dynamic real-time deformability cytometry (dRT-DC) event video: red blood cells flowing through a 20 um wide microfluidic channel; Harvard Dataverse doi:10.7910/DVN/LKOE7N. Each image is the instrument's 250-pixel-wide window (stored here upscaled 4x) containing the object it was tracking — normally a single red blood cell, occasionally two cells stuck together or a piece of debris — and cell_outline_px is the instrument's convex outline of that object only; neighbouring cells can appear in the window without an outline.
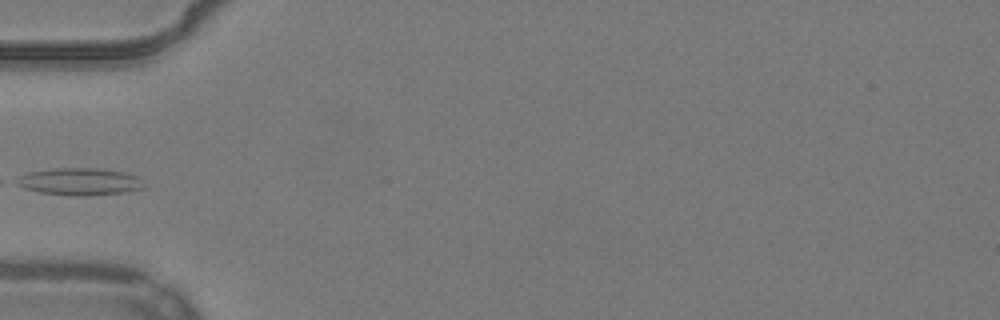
{"species": "common noctule bat (a hibernating species)", "species_latin": "Nyctalus noctula", "temperature_condition": "warm", "stored_images_in_passage": 35, "camera_frame_rate_fps": 3000, "um_per_image_px": 0.085, "animal": {"sex": "male", "body_mass_g": 19.2, "forearm_length_mm": 51.8}, "frame": {"image": 1, "passage_image": 1, "time_ms": 0.0, "image_size_px": [1000, 320], "cell_outline_px": [[144, 188], [124, 192], [88, 196], [76, 196], [40, 192], [24, 188], [16, 184], [12, 180], [28, 172], [52, 168], [100, 168], [124, 172], [136, 176], [140, 180]], "centroid_in_image_um": [6.72, 15.43], "position_along_channel_um": 78.3, "area_um2": 20.23}}
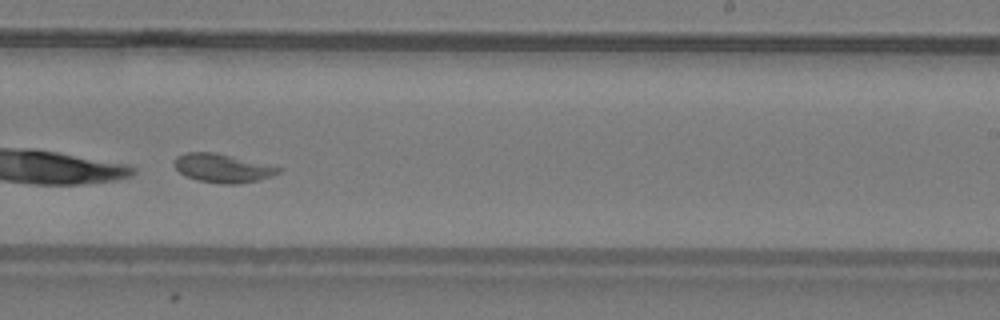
{"frame": {"image": 2, "passage_image": 16, "time_ms": 5.0, "image_size_px": [1000, 320], "cell_outline_px": [[284, 168], [280, 172], [272, 176], [260, 180], [236, 184], [220, 184], [196, 180], [184, 176], [172, 164], [176, 156], [184, 152], [216, 152]], "centroid_in_image_um": [18.9, 14.29], "position_along_channel_um": 270.1, "area_um2": 17.69}}